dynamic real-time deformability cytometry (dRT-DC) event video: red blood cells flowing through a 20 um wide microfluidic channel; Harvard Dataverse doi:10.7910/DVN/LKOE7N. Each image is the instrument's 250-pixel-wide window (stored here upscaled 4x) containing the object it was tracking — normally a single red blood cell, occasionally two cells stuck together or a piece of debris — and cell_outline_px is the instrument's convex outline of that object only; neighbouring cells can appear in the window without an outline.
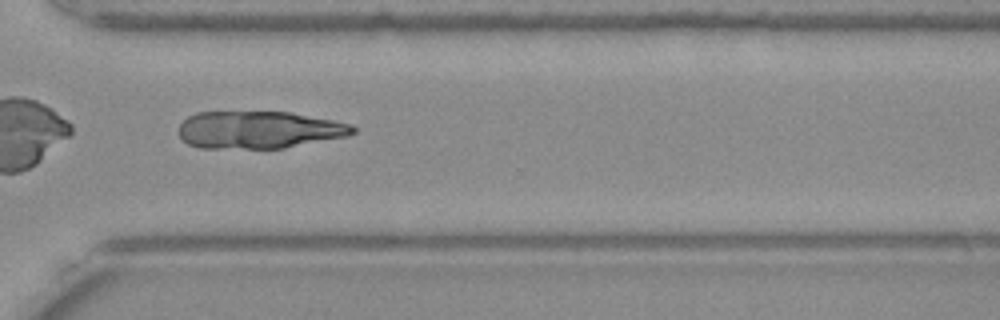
{"species": "Egyptian fruit bat (a non-hibernating species)", "species_latin": "Rousettus aegyptiacus", "temperature_condition": "warm", "stored_images_in_passage": 51, "camera_frame_rate_fps": 3000, "um_per_image_px": 0.085, "frame": {"image": 1, "passage_image": 37, "time_ms": 12.0, "image_size_px": [1000, 320], "cell_outline_px": [[356, 132], [348, 136], [284, 148], [200, 148], [188, 144], [180, 136], [180, 124], [188, 116], [196, 112], [288, 112], [332, 120], [352, 124], [356, 128]], "centroid_in_image_um": [22.03, 11.04], "position_along_channel_um": 348.6, "area_um2": 37.86}}